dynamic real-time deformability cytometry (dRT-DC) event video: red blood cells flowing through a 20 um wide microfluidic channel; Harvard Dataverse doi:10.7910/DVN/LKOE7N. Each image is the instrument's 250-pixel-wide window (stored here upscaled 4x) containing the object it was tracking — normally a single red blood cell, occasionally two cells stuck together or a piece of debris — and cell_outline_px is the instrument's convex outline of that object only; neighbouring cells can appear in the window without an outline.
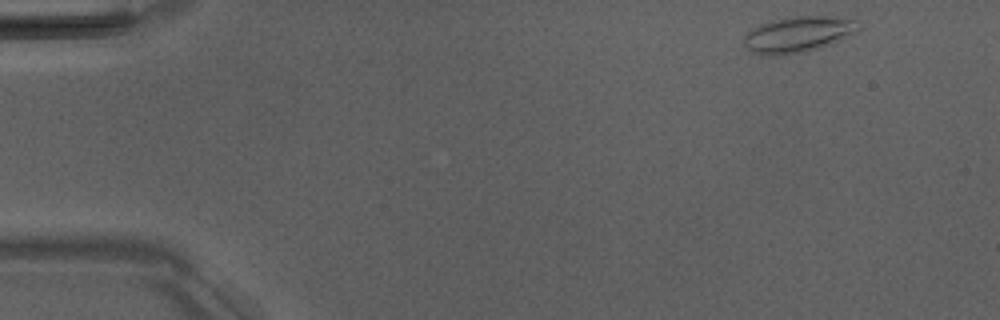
{"species": "Egyptian fruit bat (a non-hibernating species)", "species_latin": "Rousettus aegyptiacus", "temperature_condition": "room temperature", "stored_images_in_passage": 5, "camera_frame_rate_fps": 3000, "um_per_image_px": 0.085, "animal": {"sex": "male"}, "frame": {"image": 1, "passage_image": 1, "time_ms": 0.0, "image_size_px": [1000, 320], "cell_outline_px": [[860, 32], [832, 44], [804, 52], [780, 56], [768, 56], [752, 52], [744, 44], [744, 36], [752, 28], [760, 24], [772, 20], [796, 16], [824, 16], [856, 20], [860, 28]], "centroid_in_image_um": [67.86, 2.94], "position_along_channel_um": 17.1, "area_um2": 24.16}}